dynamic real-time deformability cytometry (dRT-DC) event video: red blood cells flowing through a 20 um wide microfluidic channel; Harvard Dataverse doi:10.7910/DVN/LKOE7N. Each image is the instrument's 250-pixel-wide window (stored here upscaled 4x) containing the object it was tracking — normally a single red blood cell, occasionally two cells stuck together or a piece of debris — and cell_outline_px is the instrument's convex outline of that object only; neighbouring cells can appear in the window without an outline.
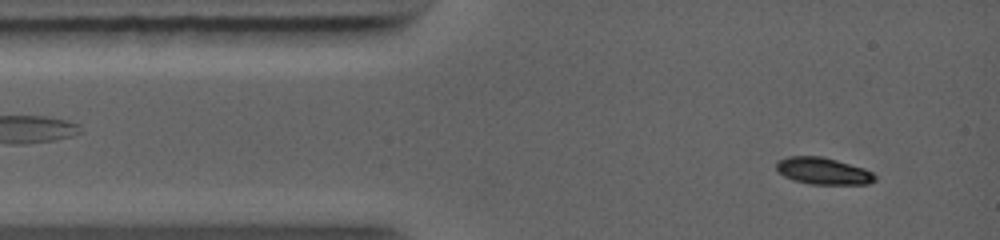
{"species": "common noctule bat (a hibernating species)", "species_latin": "Nyctalus noctula", "temperature_condition": "warm", "stored_images_in_passage": 36, "camera_frame_rate_fps": 5000, "um_per_image_px": 0.085, "animal": {"sex": "female", "body_mass_g": 19.0, "forearm_length_mm": 56.7}, "frame": {"image": 1, "passage_image": 3, "time_ms": 0.6, "image_size_px": [1000, 240], "cell_outline_px": [[876, 180], [868, 184], [808, 184], [792, 180], [784, 176], [776, 168], [776, 164], [780, 160], [788, 156], [824, 156], [864, 168], [872, 172], [876, 176]], "centroid_in_image_um": [69.98, 14.53], "position_along_channel_um": 15.0, "area_um2": 15.49}}
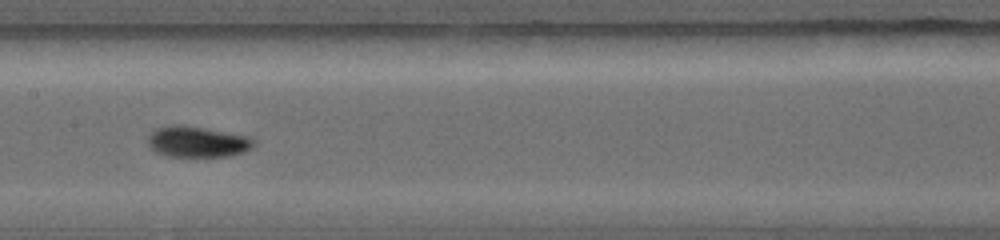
{"frame": {"image": 2, "passage_image": 17, "time_ms": 5.2, "image_size_px": [1000, 240], "cell_outline_px": [[256, 144], [252, 148], [244, 152], [228, 156], [168, 156], [156, 152], [148, 144], [148, 132], [156, 128], [172, 124], [180, 124], [204, 128], [248, 136], [256, 140]], "centroid_in_image_um": [16.77, 12.04], "position_along_channel_um": 190.6, "area_um2": 19.19}}
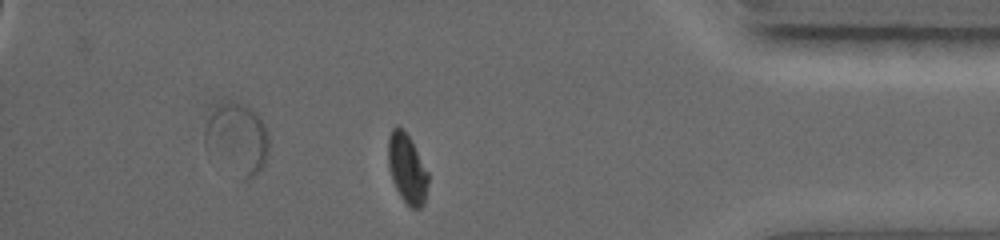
{"frame": {"image": 3, "passage_image": 30, "time_ms": 10.2, "image_size_px": [1000, 240], "cell_outline_px": [[428, 184], [424, 204], [420, 208], [412, 208], [400, 196], [392, 180], [388, 164], [388, 136], [392, 128], [396, 124], [404, 128], [428, 172]], "centroid_in_image_um": [34.58, 14.3], "position_along_channel_um": 400.6, "area_um2": 16.18}}